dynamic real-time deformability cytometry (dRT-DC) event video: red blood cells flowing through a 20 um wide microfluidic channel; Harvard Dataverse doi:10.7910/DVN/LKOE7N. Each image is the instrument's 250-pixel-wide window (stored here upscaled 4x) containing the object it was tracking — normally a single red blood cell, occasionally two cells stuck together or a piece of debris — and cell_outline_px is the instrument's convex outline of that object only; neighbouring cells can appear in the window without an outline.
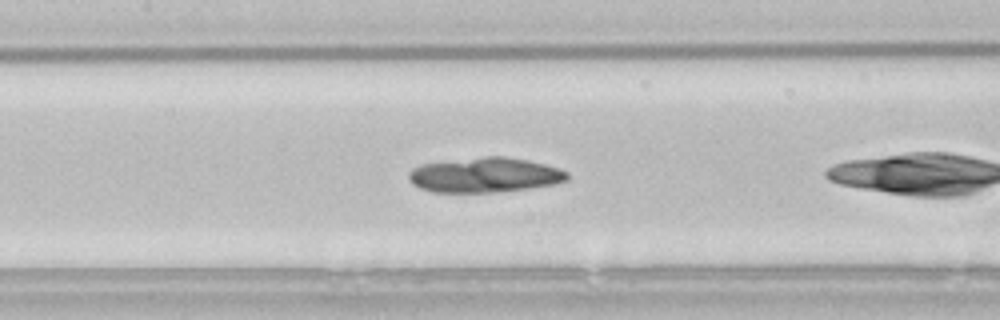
{"species": "common noctule bat (a hibernating species)", "species_latin": "Nyctalus noctula", "temperature_condition": "room temperature", "stored_images_in_passage": 26, "camera_frame_rate_fps": 3000, "um_per_image_px": 0.085, "animal": {"sex": "male", "body_mass_g": 21.5, "forearm_length_mm": 52.0}, "frame": {"image": 1, "passage_image": 8, "time_ms": 2.333, "image_size_px": [1000, 320], "cell_outline_px": [[568, 180], [556, 184], [528, 188], [496, 192], [432, 192], [420, 188], [412, 184], [408, 176], [408, 172], [412, 168], [420, 164], [484, 156], [504, 156], [528, 160], [560, 168], [568, 172]], "centroid_in_image_um": [41.21, 14.87], "position_along_channel_um": 166.2, "area_um2": 32.37}}